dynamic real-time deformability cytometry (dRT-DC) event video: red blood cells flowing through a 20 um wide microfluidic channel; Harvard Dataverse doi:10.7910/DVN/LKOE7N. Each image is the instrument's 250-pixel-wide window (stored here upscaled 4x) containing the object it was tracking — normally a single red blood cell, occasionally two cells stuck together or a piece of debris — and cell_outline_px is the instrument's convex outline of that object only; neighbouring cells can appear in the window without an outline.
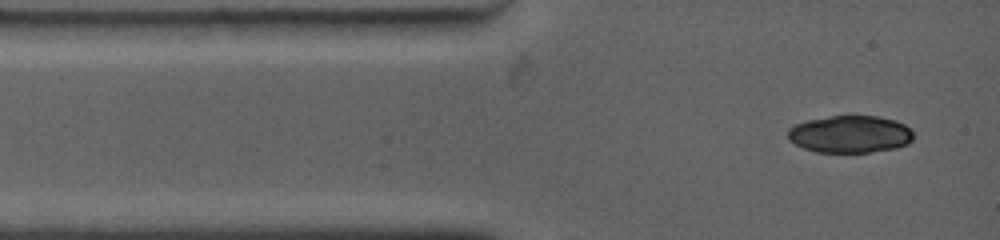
{"species": "common noctule bat (a hibernating species)", "species_latin": "Nyctalus noctula", "temperature_condition": "warm", "stored_images_in_passage": 2, "camera_frame_rate_fps": 4500, "um_per_image_px": 0.085, "animal": {"sex": "female", "body_mass_g": 19.0, "forearm_length_mm": 53.3}, "frame": {"image": 1, "passage_image": 1, "time_ms": 0.0, "image_size_px": [1000, 240], "cell_outline_px": [[912, 140], [908, 144], [896, 148], [868, 152], [816, 152], [804, 148], [788, 140], [788, 128], [796, 124], [808, 120], [832, 116], [876, 116], [896, 120], [912, 128]], "centroid_in_image_um": [72.27, 11.4], "position_along_channel_um": 12.7, "area_um2": 27.28}}